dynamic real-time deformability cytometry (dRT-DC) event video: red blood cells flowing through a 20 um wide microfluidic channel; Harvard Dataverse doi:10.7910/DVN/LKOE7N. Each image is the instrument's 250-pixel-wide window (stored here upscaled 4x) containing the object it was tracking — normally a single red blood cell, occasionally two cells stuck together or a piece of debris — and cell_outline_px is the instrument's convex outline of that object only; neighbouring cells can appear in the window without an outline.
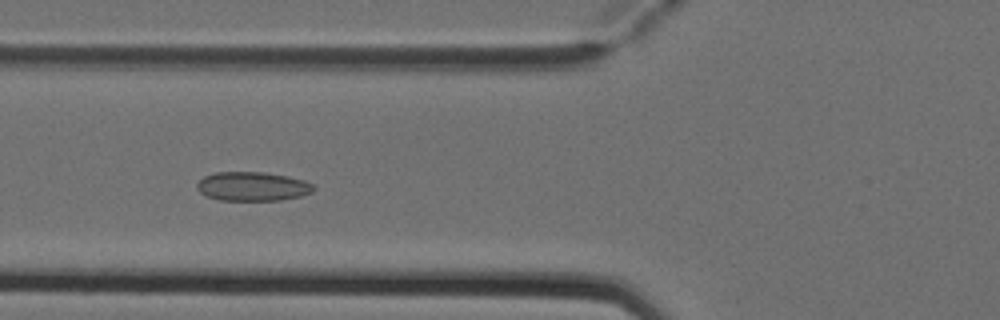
{"species": "Egyptian fruit bat (a non-hibernating species)", "species_latin": "Rousettus aegyptiacus", "temperature_condition": "cold", "stored_images_in_passage": 7, "camera_frame_rate_fps": 3000, "um_per_image_px": 0.085, "animal": {"sex": "female"}, "frame": {"image": 1, "passage_image": 5, "time_ms": 1.333, "image_size_px": [1000, 320], "cell_outline_px": [[316, 188], [312, 192], [300, 196], [280, 200], [220, 200], [208, 196], [200, 192], [196, 188], [196, 184], [204, 176], [216, 172], [264, 172], [288, 176], [304, 180], [312, 184]], "centroid_in_image_um": [21.47, 15.84], "position_along_channel_um": 104.3, "area_um2": 19.71}}
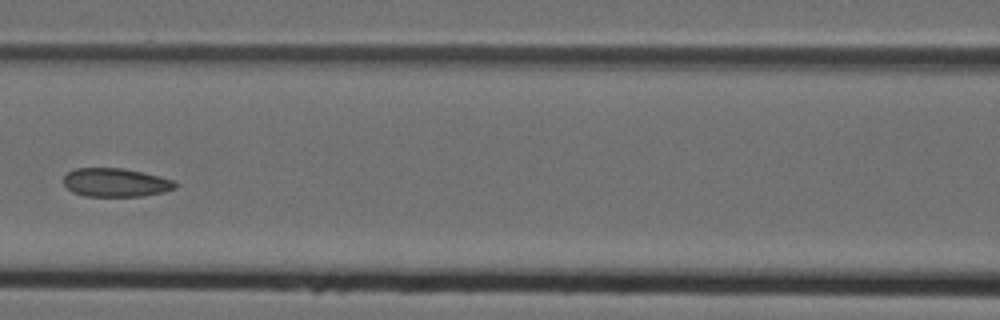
{"frame": {"image": 2, "passage_image": 6, "time_ms": 1.667, "image_size_px": [1000, 320], "cell_outline_px": [[176, 188], [164, 192], [144, 196], [84, 196], [72, 192], [64, 184], [64, 176], [68, 172], [76, 168], [124, 168], [144, 172], [172, 180], [176, 184]], "centroid_in_image_um": [9.82, 15.51], "position_along_channel_um": 156.8, "area_um2": 18.61}}
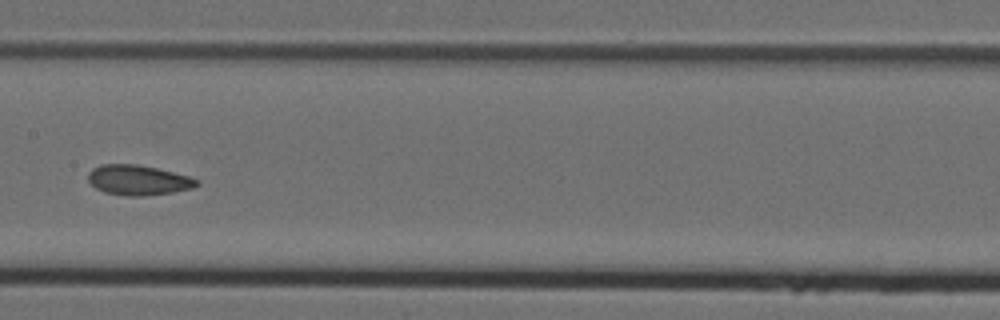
{"frame": {"image": 3, "passage_image": 7, "time_ms": 2.0, "image_size_px": [1000, 320], "cell_outline_px": [[200, 184], [192, 188], [172, 192], [144, 196], [128, 196], [104, 192], [96, 188], [88, 180], [88, 172], [92, 168], [100, 164], [136, 164], [156, 168], [188, 176], [200, 180]], "centroid_in_image_um": [11.73, 15.3], "position_along_channel_um": 195.7, "area_um2": 19.02}}